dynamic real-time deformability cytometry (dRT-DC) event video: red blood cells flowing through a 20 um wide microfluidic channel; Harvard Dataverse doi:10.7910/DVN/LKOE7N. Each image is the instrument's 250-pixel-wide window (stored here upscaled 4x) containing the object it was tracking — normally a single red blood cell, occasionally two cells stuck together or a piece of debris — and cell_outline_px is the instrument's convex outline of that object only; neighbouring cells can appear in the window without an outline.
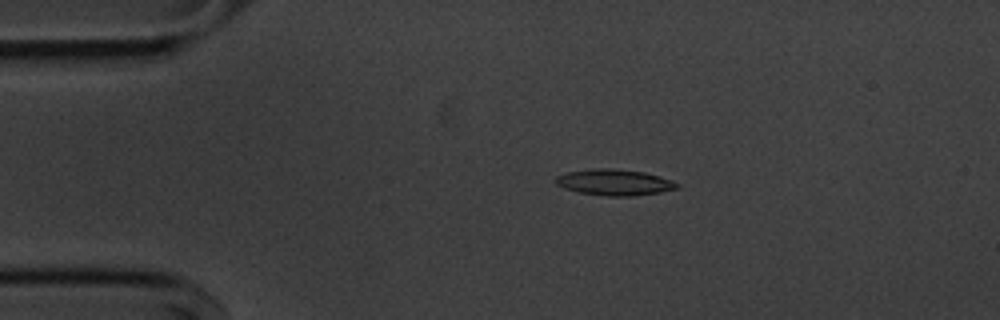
{"species": "common noctule bat (a hibernating species)", "species_latin": "Nyctalus noctula", "temperature_condition": "cold", "stored_images_in_passage": 40, "segment_of_instrument_passage": [1, 2], "camera_frame_rate_fps": 3000, "um_per_image_px": 0.085, "animal": {"sex": "male", "body_mass_g": 20.1, "forearm_length_mm": 53.5}, "frame": {"image": 1, "passage_image": 3, "time_ms": 0.667, "image_size_px": [1000, 320], "cell_outline_px": [[680, 188], [660, 192], [632, 196], [604, 196], [580, 192], [564, 188], [556, 184], [556, 176], [564, 172], [592, 168], [612, 168], [644, 172], [660, 176], [672, 180], [680, 184]], "centroid_in_image_um": [52.23, 15.49], "position_along_channel_um": 32.8, "area_um2": 18.61}}
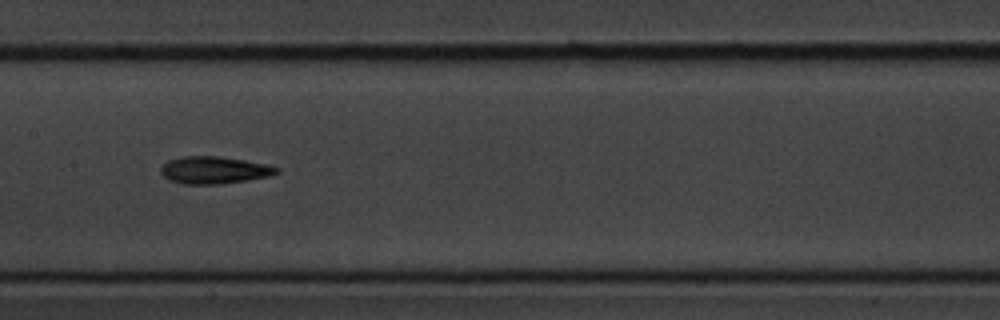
{"frame": {"image": 2, "passage_image": 19, "time_ms": 6.0, "image_size_px": [1000, 320], "cell_outline_px": [[280, 172], [272, 176], [248, 180], [220, 184], [184, 184], [168, 180], [160, 172], [160, 168], [168, 160], [184, 156], [220, 156], [244, 160], [264, 164], [280, 168]], "centroid_in_image_um": [18.21, 14.46], "position_along_channel_um": 189.2, "area_um2": 18.5}}
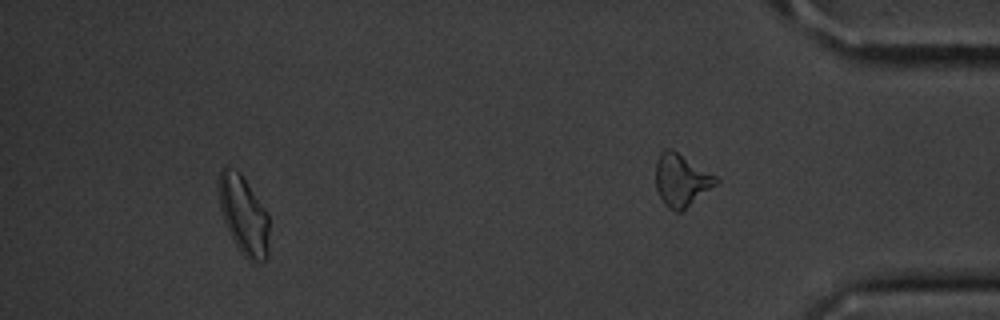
{"frame": {"image": 3, "passage_image": 35, "time_ms": 11.333, "image_size_px": [1000, 320], "cell_outline_px": [[268, 256], [264, 264], [252, 264], [244, 256], [236, 244], [224, 220], [220, 208], [220, 172], [224, 168], [228, 168], [240, 172], [268, 212]], "centroid_in_image_um": [20.77, 18.37], "position_along_channel_um": 414.4, "area_um2": 22.83}}